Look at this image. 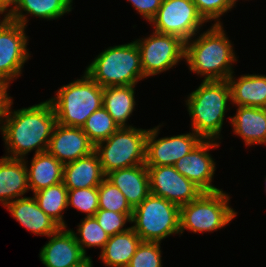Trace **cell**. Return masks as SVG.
Segmentation results:
<instances>
[{"instance_id": "1", "label": "cell", "mask_w": 266, "mask_h": 267, "mask_svg": "<svg viewBox=\"0 0 266 267\" xmlns=\"http://www.w3.org/2000/svg\"><path fill=\"white\" fill-rule=\"evenodd\" d=\"M13 101L0 125L3 135L5 156L24 159L29 152H46L53 129L57 123L53 106L49 100L12 109Z\"/></svg>"}, {"instance_id": "2", "label": "cell", "mask_w": 266, "mask_h": 267, "mask_svg": "<svg viewBox=\"0 0 266 267\" xmlns=\"http://www.w3.org/2000/svg\"><path fill=\"white\" fill-rule=\"evenodd\" d=\"M196 35L185 42L183 61L187 63L188 69L204 77V81L227 80L234 74L233 65L238 57L223 24L212 23L208 30Z\"/></svg>"}, {"instance_id": "3", "label": "cell", "mask_w": 266, "mask_h": 267, "mask_svg": "<svg viewBox=\"0 0 266 267\" xmlns=\"http://www.w3.org/2000/svg\"><path fill=\"white\" fill-rule=\"evenodd\" d=\"M191 119V131L203 140H221L228 102H231L227 80L204 81L185 100Z\"/></svg>"}, {"instance_id": "4", "label": "cell", "mask_w": 266, "mask_h": 267, "mask_svg": "<svg viewBox=\"0 0 266 267\" xmlns=\"http://www.w3.org/2000/svg\"><path fill=\"white\" fill-rule=\"evenodd\" d=\"M85 72L103 88L135 86L145 78L135 40L122 45L109 46L96 55Z\"/></svg>"}, {"instance_id": "5", "label": "cell", "mask_w": 266, "mask_h": 267, "mask_svg": "<svg viewBox=\"0 0 266 267\" xmlns=\"http://www.w3.org/2000/svg\"><path fill=\"white\" fill-rule=\"evenodd\" d=\"M51 102L57 123L81 127L88 117L103 106V87L85 71L80 79L61 86Z\"/></svg>"}, {"instance_id": "6", "label": "cell", "mask_w": 266, "mask_h": 267, "mask_svg": "<svg viewBox=\"0 0 266 267\" xmlns=\"http://www.w3.org/2000/svg\"><path fill=\"white\" fill-rule=\"evenodd\" d=\"M230 196L223 190L203 192L197 199L180 207V235L187 229L206 233L224 228L237 216L229 205Z\"/></svg>"}, {"instance_id": "7", "label": "cell", "mask_w": 266, "mask_h": 267, "mask_svg": "<svg viewBox=\"0 0 266 267\" xmlns=\"http://www.w3.org/2000/svg\"><path fill=\"white\" fill-rule=\"evenodd\" d=\"M180 207L150 193L133 209L131 227L142 241L162 242L180 235Z\"/></svg>"}, {"instance_id": "8", "label": "cell", "mask_w": 266, "mask_h": 267, "mask_svg": "<svg viewBox=\"0 0 266 267\" xmlns=\"http://www.w3.org/2000/svg\"><path fill=\"white\" fill-rule=\"evenodd\" d=\"M148 129L120 127L108 139L95 145L103 172L145 164Z\"/></svg>"}, {"instance_id": "9", "label": "cell", "mask_w": 266, "mask_h": 267, "mask_svg": "<svg viewBox=\"0 0 266 267\" xmlns=\"http://www.w3.org/2000/svg\"><path fill=\"white\" fill-rule=\"evenodd\" d=\"M135 42L146 79L172 69L185 59V41L178 36L153 31L151 35L136 39Z\"/></svg>"}, {"instance_id": "10", "label": "cell", "mask_w": 266, "mask_h": 267, "mask_svg": "<svg viewBox=\"0 0 266 267\" xmlns=\"http://www.w3.org/2000/svg\"><path fill=\"white\" fill-rule=\"evenodd\" d=\"M207 23L192 0H163L156 16L150 21L153 31L171 34L188 41Z\"/></svg>"}, {"instance_id": "11", "label": "cell", "mask_w": 266, "mask_h": 267, "mask_svg": "<svg viewBox=\"0 0 266 267\" xmlns=\"http://www.w3.org/2000/svg\"><path fill=\"white\" fill-rule=\"evenodd\" d=\"M25 29L7 17L0 22V79L11 84L22 75L24 64L31 57Z\"/></svg>"}, {"instance_id": "12", "label": "cell", "mask_w": 266, "mask_h": 267, "mask_svg": "<svg viewBox=\"0 0 266 267\" xmlns=\"http://www.w3.org/2000/svg\"><path fill=\"white\" fill-rule=\"evenodd\" d=\"M162 125L148 129L146 166H174L179 159L191 152L203 140L193 131L156 139Z\"/></svg>"}, {"instance_id": "13", "label": "cell", "mask_w": 266, "mask_h": 267, "mask_svg": "<svg viewBox=\"0 0 266 267\" xmlns=\"http://www.w3.org/2000/svg\"><path fill=\"white\" fill-rule=\"evenodd\" d=\"M150 193L181 207L197 199L204 191L180 174L174 166H147Z\"/></svg>"}, {"instance_id": "14", "label": "cell", "mask_w": 266, "mask_h": 267, "mask_svg": "<svg viewBox=\"0 0 266 267\" xmlns=\"http://www.w3.org/2000/svg\"><path fill=\"white\" fill-rule=\"evenodd\" d=\"M216 140H202L191 152L179 159L174 167L184 177L194 182L204 192H215L222 189L212 184L216 171V162L210 149L219 147Z\"/></svg>"}, {"instance_id": "15", "label": "cell", "mask_w": 266, "mask_h": 267, "mask_svg": "<svg viewBox=\"0 0 266 267\" xmlns=\"http://www.w3.org/2000/svg\"><path fill=\"white\" fill-rule=\"evenodd\" d=\"M95 145L81 127H69L56 123L47 152L63 165L91 154Z\"/></svg>"}, {"instance_id": "16", "label": "cell", "mask_w": 266, "mask_h": 267, "mask_svg": "<svg viewBox=\"0 0 266 267\" xmlns=\"http://www.w3.org/2000/svg\"><path fill=\"white\" fill-rule=\"evenodd\" d=\"M48 238H50L49 241L39 252L40 261L45 267H69L86 257L72 231L67 227H61Z\"/></svg>"}, {"instance_id": "17", "label": "cell", "mask_w": 266, "mask_h": 267, "mask_svg": "<svg viewBox=\"0 0 266 267\" xmlns=\"http://www.w3.org/2000/svg\"><path fill=\"white\" fill-rule=\"evenodd\" d=\"M5 208L20 225L37 236L49 237L61 228L56 221L39 207L34 196H24L23 198L13 200Z\"/></svg>"}, {"instance_id": "18", "label": "cell", "mask_w": 266, "mask_h": 267, "mask_svg": "<svg viewBox=\"0 0 266 267\" xmlns=\"http://www.w3.org/2000/svg\"><path fill=\"white\" fill-rule=\"evenodd\" d=\"M105 178L123 193L132 209L150 194L149 174L145 164L111 171Z\"/></svg>"}, {"instance_id": "19", "label": "cell", "mask_w": 266, "mask_h": 267, "mask_svg": "<svg viewBox=\"0 0 266 267\" xmlns=\"http://www.w3.org/2000/svg\"><path fill=\"white\" fill-rule=\"evenodd\" d=\"M228 118L233 133L246 146L266 145V108L238 106L235 115Z\"/></svg>"}, {"instance_id": "20", "label": "cell", "mask_w": 266, "mask_h": 267, "mask_svg": "<svg viewBox=\"0 0 266 267\" xmlns=\"http://www.w3.org/2000/svg\"><path fill=\"white\" fill-rule=\"evenodd\" d=\"M105 177L95 151L63 166V183L68 190L98 187Z\"/></svg>"}, {"instance_id": "21", "label": "cell", "mask_w": 266, "mask_h": 267, "mask_svg": "<svg viewBox=\"0 0 266 267\" xmlns=\"http://www.w3.org/2000/svg\"><path fill=\"white\" fill-rule=\"evenodd\" d=\"M30 191L24 159L0 158V202L5 207Z\"/></svg>"}, {"instance_id": "22", "label": "cell", "mask_w": 266, "mask_h": 267, "mask_svg": "<svg viewBox=\"0 0 266 267\" xmlns=\"http://www.w3.org/2000/svg\"><path fill=\"white\" fill-rule=\"evenodd\" d=\"M227 82L233 106L266 108V75L248 73L236 79L232 74Z\"/></svg>"}, {"instance_id": "23", "label": "cell", "mask_w": 266, "mask_h": 267, "mask_svg": "<svg viewBox=\"0 0 266 267\" xmlns=\"http://www.w3.org/2000/svg\"><path fill=\"white\" fill-rule=\"evenodd\" d=\"M72 3L73 0H19L6 17L27 27L28 16L53 21L71 12Z\"/></svg>"}, {"instance_id": "24", "label": "cell", "mask_w": 266, "mask_h": 267, "mask_svg": "<svg viewBox=\"0 0 266 267\" xmlns=\"http://www.w3.org/2000/svg\"><path fill=\"white\" fill-rule=\"evenodd\" d=\"M28 186L33 193L63 182V164L47 151L34 154L28 166L27 157L24 158Z\"/></svg>"}, {"instance_id": "25", "label": "cell", "mask_w": 266, "mask_h": 267, "mask_svg": "<svg viewBox=\"0 0 266 267\" xmlns=\"http://www.w3.org/2000/svg\"><path fill=\"white\" fill-rule=\"evenodd\" d=\"M141 241L130 226L127 231L109 237L99 258L107 267H127Z\"/></svg>"}, {"instance_id": "26", "label": "cell", "mask_w": 266, "mask_h": 267, "mask_svg": "<svg viewBox=\"0 0 266 267\" xmlns=\"http://www.w3.org/2000/svg\"><path fill=\"white\" fill-rule=\"evenodd\" d=\"M136 86H107L103 88V107L119 127H131L129 118L135 110Z\"/></svg>"}, {"instance_id": "27", "label": "cell", "mask_w": 266, "mask_h": 267, "mask_svg": "<svg viewBox=\"0 0 266 267\" xmlns=\"http://www.w3.org/2000/svg\"><path fill=\"white\" fill-rule=\"evenodd\" d=\"M39 207L61 227H67L63 214L67 206L68 189L63 182L33 193Z\"/></svg>"}, {"instance_id": "28", "label": "cell", "mask_w": 266, "mask_h": 267, "mask_svg": "<svg viewBox=\"0 0 266 267\" xmlns=\"http://www.w3.org/2000/svg\"><path fill=\"white\" fill-rule=\"evenodd\" d=\"M77 232L70 229L75 237V240L79 244L82 252L87 255L86 248L98 247L101 251L104 249L105 244L109 239V235L98 224L96 218L84 217L81 219V223L77 225Z\"/></svg>"}, {"instance_id": "29", "label": "cell", "mask_w": 266, "mask_h": 267, "mask_svg": "<svg viewBox=\"0 0 266 267\" xmlns=\"http://www.w3.org/2000/svg\"><path fill=\"white\" fill-rule=\"evenodd\" d=\"M119 128L103 106L93 112L82 126V130L94 145L108 139Z\"/></svg>"}, {"instance_id": "30", "label": "cell", "mask_w": 266, "mask_h": 267, "mask_svg": "<svg viewBox=\"0 0 266 267\" xmlns=\"http://www.w3.org/2000/svg\"><path fill=\"white\" fill-rule=\"evenodd\" d=\"M99 209L118 213H133L123 193L106 178L98 186Z\"/></svg>"}, {"instance_id": "31", "label": "cell", "mask_w": 266, "mask_h": 267, "mask_svg": "<svg viewBox=\"0 0 266 267\" xmlns=\"http://www.w3.org/2000/svg\"><path fill=\"white\" fill-rule=\"evenodd\" d=\"M67 206L93 217L99 209L98 187L68 190Z\"/></svg>"}, {"instance_id": "32", "label": "cell", "mask_w": 266, "mask_h": 267, "mask_svg": "<svg viewBox=\"0 0 266 267\" xmlns=\"http://www.w3.org/2000/svg\"><path fill=\"white\" fill-rule=\"evenodd\" d=\"M161 242L141 241L127 267H163Z\"/></svg>"}, {"instance_id": "33", "label": "cell", "mask_w": 266, "mask_h": 267, "mask_svg": "<svg viewBox=\"0 0 266 267\" xmlns=\"http://www.w3.org/2000/svg\"><path fill=\"white\" fill-rule=\"evenodd\" d=\"M198 13L206 22L214 21V24H223L221 17L231 11L236 5L235 0H192Z\"/></svg>"}, {"instance_id": "34", "label": "cell", "mask_w": 266, "mask_h": 267, "mask_svg": "<svg viewBox=\"0 0 266 267\" xmlns=\"http://www.w3.org/2000/svg\"><path fill=\"white\" fill-rule=\"evenodd\" d=\"M133 213H118L104 209H98L94 217L102 229L109 235L113 236L130 229L125 225L131 223Z\"/></svg>"}, {"instance_id": "35", "label": "cell", "mask_w": 266, "mask_h": 267, "mask_svg": "<svg viewBox=\"0 0 266 267\" xmlns=\"http://www.w3.org/2000/svg\"><path fill=\"white\" fill-rule=\"evenodd\" d=\"M146 21L156 16L163 0H127Z\"/></svg>"}, {"instance_id": "36", "label": "cell", "mask_w": 266, "mask_h": 267, "mask_svg": "<svg viewBox=\"0 0 266 267\" xmlns=\"http://www.w3.org/2000/svg\"><path fill=\"white\" fill-rule=\"evenodd\" d=\"M10 84V82L0 79V125L13 101L12 97L8 93Z\"/></svg>"}, {"instance_id": "37", "label": "cell", "mask_w": 266, "mask_h": 267, "mask_svg": "<svg viewBox=\"0 0 266 267\" xmlns=\"http://www.w3.org/2000/svg\"><path fill=\"white\" fill-rule=\"evenodd\" d=\"M19 0H0V10L7 16L18 4Z\"/></svg>"}, {"instance_id": "38", "label": "cell", "mask_w": 266, "mask_h": 267, "mask_svg": "<svg viewBox=\"0 0 266 267\" xmlns=\"http://www.w3.org/2000/svg\"><path fill=\"white\" fill-rule=\"evenodd\" d=\"M92 257L86 256L81 262L69 267H93Z\"/></svg>"}, {"instance_id": "39", "label": "cell", "mask_w": 266, "mask_h": 267, "mask_svg": "<svg viewBox=\"0 0 266 267\" xmlns=\"http://www.w3.org/2000/svg\"><path fill=\"white\" fill-rule=\"evenodd\" d=\"M3 15V17H6L5 14L0 10V16ZM2 20H0L1 22Z\"/></svg>"}, {"instance_id": "40", "label": "cell", "mask_w": 266, "mask_h": 267, "mask_svg": "<svg viewBox=\"0 0 266 267\" xmlns=\"http://www.w3.org/2000/svg\"><path fill=\"white\" fill-rule=\"evenodd\" d=\"M265 185H266V176H265ZM265 193H266V186H265Z\"/></svg>"}]
</instances>
